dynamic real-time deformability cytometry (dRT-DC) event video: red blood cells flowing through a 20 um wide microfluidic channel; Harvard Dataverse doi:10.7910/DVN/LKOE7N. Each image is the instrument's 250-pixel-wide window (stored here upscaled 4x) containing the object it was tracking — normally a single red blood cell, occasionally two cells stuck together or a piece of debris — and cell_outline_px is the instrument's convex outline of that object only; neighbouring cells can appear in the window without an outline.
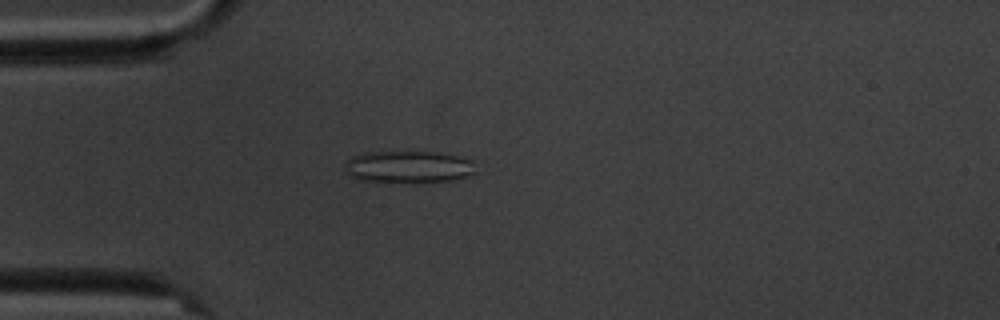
{"species": "common noctule bat (a hibernating species)", "species_latin": "Nyctalus noctula", "temperature_condition": "cold", "stored_images_in_passage": 3, "camera_frame_rate_fps": 3000, "um_per_image_px": 0.085, "animal": {"sex": "male", "body_mass_g": 20.1, "forearm_length_mm": 53.5}, "frame": {"image": 1, "passage_image": 2, "time_ms": 1.0, "image_size_px": [1000, 320], "cell_outline_px": [[476, 172], [468, 176], [452, 180], [356, 180], [348, 176], [344, 172], [344, 160], [352, 156], [364, 152], [432, 152], [460, 156], [472, 160]], "centroid_in_image_um": [34.65, 14.14], "position_along_channel_um": 50.4, "area_um2": 23.99}}